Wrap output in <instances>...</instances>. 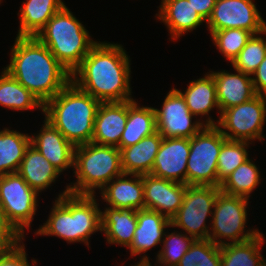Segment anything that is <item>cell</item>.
<instances>
[{
	"label": "cell",
	"instance_id": "6da1fadb",
	"mask_svg": "<svg viewBox=\"0 0 266 266\" xmlns=\"http://www.w3.org/2000/svg\"><path fill=\"white\" fill-rule=\"evenodd\" d=\"M130 61L121 44L99 41L71 73V81L100 102L134 100Z\"/></svg>",
	"mask_w": 266,
	"mask_h": 266
},
{
	"label": "cell",
	"instance_id": "7a4b0ae2",
	"mask_svg": "<svg viewBox=\"0 0 266 266\" xmlns=\"http://www.w3.org/2000/svg\"><path fill=\"white\" fill-rule=\"evenodd\" d=\"M11 47L4 70L43 105L71 81V73L35 36H16Z\"/></svg>",
	"mask_w": 266,
	"mask_h": 266
},
{
	"label": "cell",
	"instance_id": "3957f363",
	"mask_svg": "<svg viewBox=\"0 0 266 266\" xmlns=\"http://www.w3.org/2000/svg\"><path fill=\"white\" fill-rule=\"evenodd\" d=\"M96 195L58 194L48 219L35 231L36 235L56 236L67 243L82 242L88 248L95 232L102 233L101 211Z\"/></svg>",
	"mask_w": 266,
	"mask_h": 266
},
{
	"label": "cell",
	"instance_id": "277c9868",
	"mask_svg": "<svg viewBox=\"0 0 266 266\" xmlns=\"http://www.w3.org/2000/svg\"><path fill=\"white\" fill-rule=\"evenodd\" d=\"M100 101L70 81L43 107L45 119L74 146L92 142Z\"/></svg>",
	"mask_w": 266,
	"mask_h": 266
},
{
	"label": "cell",
	"instance_id": "5b68a950",
	"mask_svg": "<svg viewBox=\"0 0 266 266\" xmlns=\"http://www.w3.org/2000/svg\"><path fill=\"white\" fill-rule=\"evenodd\" d=\"M72 73L98 42L65 5L35 36Z\"/></svg>",
	"mask_w": 266,
	"mask_h": 266
},
{
	"label": "cell",
	"instance_id": "8992f818",
	"mask_svg": "<svg viewBox=\"0 0 266 266\" xmlns=\"http://www.w3.org/2000/svg\"><path fill=\"white\" fill-rule=\"evenodd\" d=\"M73 170L76 182L65 187L69 193L95 195V190L123 174L120 149L92 142L75 146Z\"/></svg>",
	"mask_w": 266,
	"mask_h": 266
},
{
	"label": "cell",
	"instance_id": "52a82bcc",
	"mask_svg": "<svg viewBox=\"0 0 266 266\" xmlns=\"http://www.w3.org/2000/svg\"><path fill=\"white\" fill-rule=\"evenodd\" d=\"M248 200L245 197L231 196L220 192L213 207L208 239L215 245L222 246L244 242L257 236L260 233L258 229H245Z\"/></svg>",
	"mask_w": 266,
	"mask_h": 266
},
{
	"label": "cell",
	"instance_id": "ba28073f",
	"mask_svg": "<svg viewBox=\"0 0 266 266\" xmlns=\"http://www.w3.org/2000/svg\"><path fill=\"white\" fill-rule=\"evenodd\" d=\"M226 139L217 126H204L190 138L186 185L218 187L217 159Z\"/></svg>",
	"mask_w": 266,
	"mask_h": 266
},
{
	"label": "cell",
	"instance_id": "9c48e42d",
	"mask_svg": "<svg viewBox=\"0 0 266 266\" xmlns=\"http://www.w3.org/2000/svg\"><path fill=\"white\" fill-rule=\"evenodd\" d=\"M220 187L212 185H188L183 196L182 205L170 219L171 227L181 228L194 240L209 238L210 227L206 225L207 217H212L213 207Z\"/></svg>",
	"mask_w": 266,
	"mask_h": 266
},
{
	"label": "cell",
	"instance_id": "30bf717a",
	"mask_svg": "<svg viewBox=\"0 0 266 266\" xmlns=\"http://www.w3.org/2000/svg\"><path fill=\"white\" fill-rule=\"evenodd\" d=\"M39 194L18 174L0 176V203L9 226L22 238L36 214Z\"/></svg>",
	"mask_w": 266,
	"mask_h": 266
},
{
	"label": "cell",
	"instance_id": "8fae6325",
	"mask_svg": "<svg viewBox=\"0 0 266 266\" xmlns=\"http://www.w3.org/2000/svg\"><path fill=\"white\" fill-rule=\"evenodd\" d=\"M266 122V96L256 95L251 100L225 109L216 120V126L229 140L263 141Z\"/></svg>",
	"mask_w": 266,
	"mask_h": 266
},
{
	"label": "cell",
	"instance_id": "7c38bea8",
	"mask_svg": "<svg viewBox=\"0 0 266 266\" xmlns=\"http://www.w3.org/2000/svg\"><path fill=\"white\" fill-rule=\"evenodd\" d=\"M253 0H216L206 27L210 35L214 31L238 28L258 34L266 29Z\"/></svg>",
	"mask_w": 266,
	"mask_h": 266
},
{
	"label": "cell",
	"instance_id": "4fadbf2b",
	"mask_svg": "<svg viewBox=\"0 0 266 266\" xmlns=\"http://www.w3.org/2000/svg\"><path fill=\"white\" fill-rule=\"evenodd\" d=\"M154 109L157 131L165 138L190 139L205 126L202 119H196L192 123L195 116L190 112L176 88H172L167 93L160 110Z\"/></svg>",
	"mask_w": 266,
	"mask_h": 266
},
{
	"label": "cell",
	"instance_id": "5bb4252c",
	"mask_svg": "<svg viewBox=\"0 0 266 266\" xmlns=\"http://www.w3.org/2000/svg\"><path fill=\"white\" fill-rule=\"evenodd\" d=\"M189 153V138L163 137L150 174L169 181L186 184Z\"/></svg>",
	"mask_w": 266,
	"mask_h": 266
},
{
	"label": "cell",
	"instance_id": "9a60e30c",
	"mask_svg": "<svg viewBox=\"0 0 266 266\" xmlns=\"http://www.w3.org/2000/svg\"><path fill=\"white\" fill-rule=\"evenodd\" d=\"M187 186L151 174L143 175L145 209L157 211L171 219L182 205Z\"/></svg>",
	"mask_w": 266,
	"mask_h": 266
},
{
	"label": "cell",
	"instance_id": "2e32d148",
	"mask_svg": "<svg viewBox=\"0 0 266 266\" xmlns=\"http://www.w3.org/2000/svg\"><path fill=\"white\" fill-rule=\"evenodd\" d=\"M34 146L60 173L74 168L75 146L50 122L44 119L39 133L30 136Z\"/></svg>",
	"mask_w": 266,
	"mask_h": 266
},
{
	"label": "cell",
	"instance_id": "e0dca14e",
	"mask_svg": "<svg viewBox=\"0 0 266 266\" xmlns=\"http://www.w3.org/2000/svg\"><path fill=\"white\" fill-rule=\"evenodd\" d=\"M128 117V101L101 102L94 121L92 143L118 146Z\"/></svg>",
	"mask_w": 266,
	"mask_h": 266
},
{
	"label": "cell",
	"instance_id": "ac0fdd59",
	"mask_svg": "<svg viewBox=\"0 0 266 266\" xmlns=\"http://www.w3.org/2000/svg\"><path fill=\"white\" fill-rule=\"evenodd\" d=\"M99 192L102 200L109 207L136 211L145 209L143 175L123 173L106 184Z\"/></svg>",
	"mask_w": 266,
	"mask_h": 266
},
{
	"label": "cell",
	"instance_id": "d6986e66",
	"mask_svg": "<svg viewBox=\"0 0 266 266\" xmlns=\"http://www.w3.org/2000/svg\"><path fill=\"white\" fill-rule=\"evenodd\" d=\"M235 71L237 74L225 70L209 71L216 85L220 114L225 109L247 102L257 95L251 75Z\"/></svg>",
	"mask_w": 266,
	"mask_h": 266
},
{
	"label": "cell",
	"instance_id": "ffe728a7",
	"mask_svg": "<svg viewBox=\"0 0 266 266\" xmlns=\"http://www.w3.org/2000/svg\"><path fill=\"white\" fill-rule=\"evenodd\" d=\"M167 227H171V221L163 214L149 209L137 210V227L133 242L128 247L130 256L146 253L162 244Z\"/></svg>",
	"mask_w": 266,
	"mask_h": 266
},
{
	"label": "cell",
	"instance_id": "44dd1931",
	"mask_svg": "<svg viewBox=\"0 0 266 266\" xmlns=\"http://www.w3.org/2000/svg\"><path fill=\"white\" fill-rule=\"evenodd\" d=\"M156 18L163 22L171 40L179 39L205 22L188 0H162Z\"/></svg>",
	"mask_w": 266,
	"mask_h": 266
},
{
	"label": "cell",
	"instance_id": "7402d4cb",
	"mask_svg": "<svg viewBox=\"0 0 266 266\" xmlns=\"http://www.w3.org/2000/svg\"><path fill=\"white\" fill-rule=\"evenodd\" d=\"M176 90L182 95L188 109L195 117L207 116L203 124L205 126H216L215 120L209 116L213 108H217L220 113L216 85L210 72H207L202 78L190 81L184 92Z\"/></svg>",
	"mask_w": 266,
	"mask_h": 266
},
{
	"label": "cell",
	"instance_id": "603a6c76",
	"mask_svg": "<svg viewBox=\"0 0 266 266\" xmlns=\"http://www.w3.org/2000/svg\"><path fill=\"white\" fill-rule=\"evenodd\" d=\"M163 136L157 131L121 152V166L125 174H150Z\"/></svg>",
	"mask_w": 266,
	"mask_h": 266
},
{
	"label": "cell",
	"instance_id": "cb8c5ba5",
	"mask_svg": "<svg viewBox=\"0 0 266 266\" xmlns=\"http://www.w3.org/2000/svg\"><path fill=\"white\" fill-rule=\"evenodd\" d=\"M17 173L38 194L60 176V172L31 144L26 149Z\"/></svg>",
	"mask_w": 266,
	"mask_h": 266
},
{
	"label": "cell",
	"instance_id": "d4e9b609",
	"mask_svg": "<svg viewBox=\"0 0 266 266\" xmlns=\"http://www.w3.org/2000/svg\"><path fill=\"white\" fill-rule=\"evenodd\" d=\"M101 221L106 241L128 249L137 227V211L106 207L101 211Z\"/></svg>",
	"mask_w": 266,
	"mask_h": 266
},
{
	"label": "cell",
	"instance_id": "484cf974",
	"mask_svg": "<svg viewBox=\"0 0 266 266\" xmlns=\"http://www.w3.org/2000/svg\"><path fill=\"white\" fill-rule=\"evenodd\" d=\"M18 13L17 36H36L46 23L64 6L62 0H26Z\"/></svg>",
	"mask_w": 266,
	"mask_h": 266
},
{
	"label": "cell",
	"instance_id": "4316f807",
	"mask_svg": "<svg viewBox=\"0 0 266 266\" xmlns=\"http://www.w3.org/2000/svg\"><path fill=\"white\" fill-rule=\"evenodd\" d=\"M155 132L157 128L154 107L139 106L135 100H128L127 123L117 147L120 150L130 147Z\"/></svg>",
	"mask_w": 266,
	"mask_h": 266
},
{
	"label": "cell",
	"instance_id": "83f0119b",
	"mask_svg": "<svg viewBox=\"0 0 266 266\" xmlns=\"http://www.w3.org/2000/svg\"><path fill=\"white\" fill-rule=\"evenodd\" d=\"M31 135L3 128L0 130V176L17 173Z\"/></svg>",
	"mask_w": 266,
	"mask_h": 266
},
{
	"label": "cell",
	"instance_id": "f1b7e54d",
	"mask_svg": "<svg viewBox=\"0 0 266 266\" xmlns=\"http://www.w3.org/2000/svg\"><path fill=\"white\" fill-rule=\"evenodd\" d=\"M0 105L11 110L25 111L44 105L40 100L3 69L0 75Z\"/></svg>",
	"mask_w": 266,
	"mask_h": 266
},
{
	"label": "cell",
	"instance_id": "f546056e",
	"mask_svg": "<svg viewBox=\"0 0 266 266\" xmlns=\"http://www.w3.org/2000/svg\"><path fill=\"white\" fill-rule=\"evenodd\" d=\"M264 239L265 237L260 232L250 240L220 246V266H258L264 258L261 254Z\"/></svg>",
	"mask_w": 266,
	"mask_h": 266
},
{
	"label": "cell",
	"instance_id": "4dcf8cb0",
	"mask_svg": "<svg viewBox=\"0 0 266 266\" xmlns=\"http://www.w3.org/2000/svg\"><path fill=\"white\" fill-rule=\"evenodd\" d=\"M259 171L257 165L249 158L221 183V192L249 199L250 194L261 183L262 178Z\"/></svg>",
	"mask_w": 266,
	"mask_h": 266
},
{
	"label": "cell",
	"instance_id": "1f68e13d",
	"mask_svg": "<svg viewBox=\"0 0 266 266\" xmlns=\"http://www.w3.org/2000/svg\"><path fill=\"white\" fill-rule=\"evenodd\" d=\"M249 144L252 143L229 139L223 142L217 159L218 187L235 169L249 159L247 151Z\"/></svg>",
	"mask_w": 266,
	"mask_h": 266
},
{
	"label": "cell",
	"instance_id": "d6a6232c",
	"mask_svg": "<svg viewBox=\"0 0 266 266\" xmlns=\"http://www.w3.org/2000/svg\"><path fill=\"white\" fill-rule=\"evenodd\" d=\"M266 29L258 34H253L245 47L231 63L234 70L252 75L266 56Z\"/></svg>",
	"mask_w": 266,
	"mask_h": 266
},
{
	"label": "cell",
	"instance_id": "836d02e7",
	"mask_svg": "<svg viewBox=\"0 0 266 266\" xmlns=\"http://www.w3.org/2000/svg\"><path fill=\"white\" fill-rule=\"evenodd\" d=\"M193 241L192 237L181 231L177 233L174 230L170 234L165 232L162 249L158 251L155 262L159 266H177Z\"/></svg>",
	"mask_w": 266,
	"mask_h": 266
},
{
	"label": "cell",
	"instance_id": "e575fe53",
	"mask_svg": "<svg viewBox=\"0 0 266 266\" xmlns=\"http://www.w3.org/2000/svg\"><path fill=\"white\" fill-rule=\"evenodd\" d=\"M220 246L211 240H194L177 266H220Z\"/></svg>",
	"mask_w": 266,
	"mask_h": 266
},
{
	"label": "cell",
	"instance_id": "d590c367",
	"mask_svg": "<svg viewBox=\"0 0 266 266\" xmlns=\"http://www.w3.org/2000/svg\"><path fill=\"white\" fill-rule=\"evenodd\" d=\"M253 34L249 31L231 28L214 31L211 34L216 49L227 59L230 64L245 47L247 41Z\"/></svg>",
	"mask_w": 266,
	"mask_h": 266
},
{
	"label": "cell",
	"instance_id": "8d00e7d4",
	"mask_svg": "<svg viewBox=\"0 0 266 266\" xmlns=\"http://www.w3.org/2000/svg\"><path fill=\"white\" fill-rule=\"evenodd\" d=\"M24 239L15 243L8 244L3 250L0 251V266H34L37 265V260L33 258L31 264L27 259L25 251Z\"/></svg>",
	"mask_w": 266,
	"mask_h": 266
},
{
	"label": "cell",
	"instance_id": "74e56055",
	"mask_svg": "<svg viewBox=\"0 0 266 266\" xmlns=\"http://www.w3.org/2000/svg\"><path fill=\"white\" fill-rule=\"evenodd\" d=\"M251 76L256 94L266 96V56Z\"/></svg>",
	"mask_w": 266,
	"mask_h": 266
},
{
	"label": "cell",
	"instance_id": "f35d334b",
	"mask_svg": "<svg viewBox=\"0 0 266 266\" xmlns=\"http://www.w3.org/2000/svg\"><path fill=\"white\" fill-rule=\"evenodd\" d=\"M196 13L205 21L211 16L216 0H188Z\"/></svg>",
	"mask_w": 266,
	"mask_h": 266
},
{
	"label": "cell",
	"instance_id": "ab89813d",
	"mask_svg": "<svg viewBox=\"0 0 266 266\" xmlns=\"http://www.w3.org/2000/svg\"><path fill=\"white\" fill-rule=\"evenodd\" d=\"M0 235L9 243H15L22 238L9 226L7 223L4 213L2 210V205L0 203Z\"/></svg>",
	"mask_w": 266,
	"mask_h": 266
},
{
	"label": "cell",
	"instance_id": "60d3db41",
	"mask_svg": "<svg viewBox=\"0 0 266 266\" xmlns=\"http://www.w3.org/2000/svg\"><path fill=\"white\" fill-rule=\"evenodd\" d=\"M155 266H159V265H156V263L154 264ZM132 266V265H131ZM133 266H152L151 262H150V259L147 256H145V254L141 257L140 261L137 262L136 265H133Z\"/></svg>",
	"mask_w": 266,
	"mask_h": 266
},
{
	"label": "cell",
	"instance_id": "b9f144b4",
	"mask_svg": "<svg viewBox=\"0 0 266 266\" xmlns=\"http://www.w3.org/2000/svg\"><path fill=\"white\" fill-rule=\"evenodd\" d=\"M9 243L0 235V251L3 250Z\"/></svg>",
	"mask_w": 266,
	"mask_h": 266
}]
</instances>
